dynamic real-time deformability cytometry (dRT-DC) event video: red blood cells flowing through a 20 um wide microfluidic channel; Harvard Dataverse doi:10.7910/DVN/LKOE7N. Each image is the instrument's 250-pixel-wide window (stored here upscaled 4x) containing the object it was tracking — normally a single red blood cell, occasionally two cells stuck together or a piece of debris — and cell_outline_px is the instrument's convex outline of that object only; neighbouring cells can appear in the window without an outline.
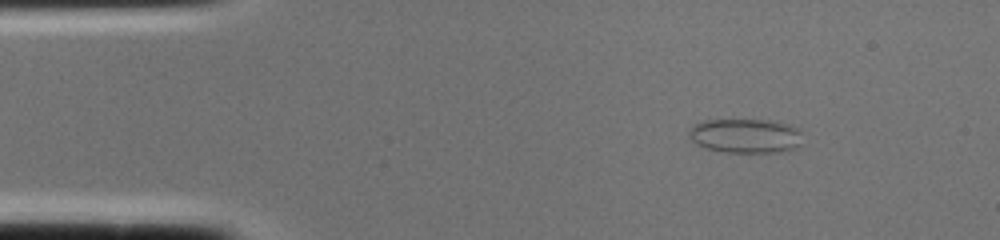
{"species": "common noctule bat (a hibernating species)", "species_latin": "Nyctalus noctula", "temperature_condition": "cold", "stored_images_in_passage": 1, "camera_frame_rate_fps": 3000, "um_per_image_px": 0.085, "animal": {"sex": "female", "body_mass_g": 22.0, "forearm_length_mm": 56.7}, "frame": {"image": 1, "passage_image": 1, "time_ms": 0.0, "image_size_px": [1000, 240], "cell_outline_px": [[800, 148], [780, 152], [720, 152], [696, 144], [688, 136], [688, 132], [696, 124], [704, 120], [768, 120], [788, 124], [800, 128]], "centroid_in_image_um": [63.4, 11.55], "position_along_channel_um": 21.6, "area_um2": 22.83}}